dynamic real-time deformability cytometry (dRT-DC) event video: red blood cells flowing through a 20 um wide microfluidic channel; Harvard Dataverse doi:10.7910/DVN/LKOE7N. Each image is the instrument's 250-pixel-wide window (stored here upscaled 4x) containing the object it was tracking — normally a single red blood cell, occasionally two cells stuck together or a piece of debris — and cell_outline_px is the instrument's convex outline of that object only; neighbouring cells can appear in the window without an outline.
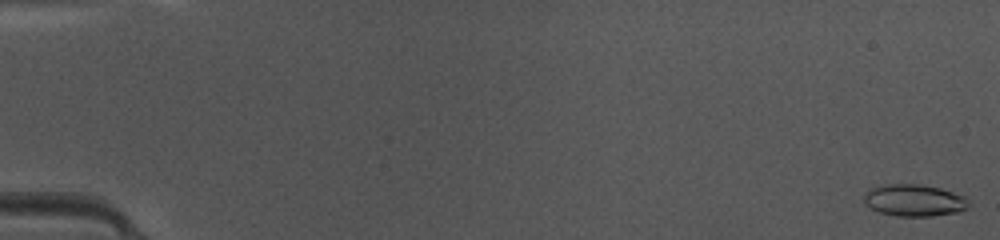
{"species": "common noctule bat (a hibernating species)", "species_latin": "Nyctalus noctula", "temperature_condition": "warm", "stored_images_in_passage": 48, "camera_frame_rate_fps": 3000, "um_per_image_px": 0.085, "animal": {"sex": "female", "body_mass_g": 10.0, "forearm_length_mm": 53.1}, "frame": {"image": 1, "passage_image": 1, "time_ms": 0.0, "image_size_px": [1000, 240], "cell_outline_px": [[968, 204], [960, 212], [932, 216], [896, 216], [880, 212], [864, 204], [864, 192], [872, 188], [888, 184], [920, 184], [940, 188], [968, 196]], "centroid_in_image_um": [77.72, 17.02], "position_along_channel_um": 7.3, "area_um2": 19.54}}
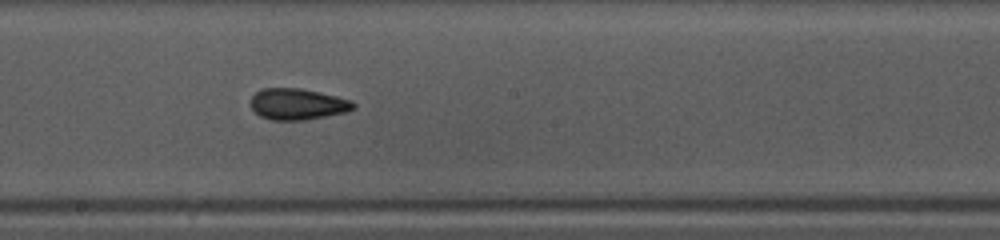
{"frame": {"image": 2, "passage_image": 27, "time_ms": 8.667, "image_size_px": [1000, 240], "cell_outline_px": [[356, 108], [344, 112], [304, 120], [272, 120], [260, 116], [252, 108], [252, 96], [260, 88], [300, 88], [336, 96], [352, 100], [356, 104]], "centroid_in_image_um": [25.3, 8.84], "position_along_channel_um": 222.9, "area_um2": 18.55}}
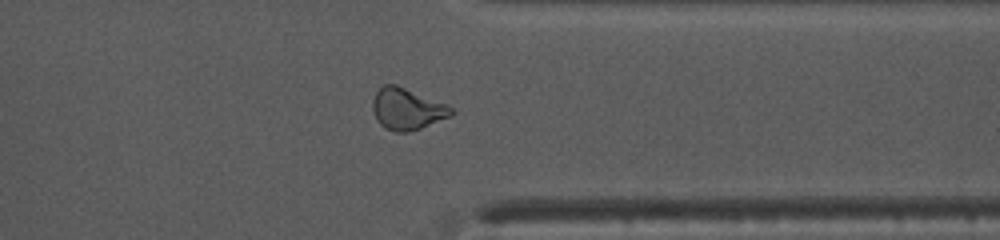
{"frame": {"image": 3, "passage_image": 38, "time_ms": 12.333, "image_size_px": [1000, 240], "cell_outline_px": [[456, 112], [452, 116], [420, 128], [408, 132], [396, 132], [384, 128], [376, 120], [372, 108], [372, 100], [376, 92], [384, 84], [396, 84], [448, 104]], "centroid_in_image_um": [34.61, 9.26], "position_along_channel_um": 376.8, "area_um2": 19.25}, "authors_computed_cell_mechanics": {"area_um2": 18.8428, "velocity_mm_per_s": 4.2433, "shape_relaxation_time_tau1_ms": 6.127, "shape_relaxation_time_tau2_ms": 1.8571, "deformation_change_tau1": 0.1463, "deformation_change_tau2": 0.0903}}